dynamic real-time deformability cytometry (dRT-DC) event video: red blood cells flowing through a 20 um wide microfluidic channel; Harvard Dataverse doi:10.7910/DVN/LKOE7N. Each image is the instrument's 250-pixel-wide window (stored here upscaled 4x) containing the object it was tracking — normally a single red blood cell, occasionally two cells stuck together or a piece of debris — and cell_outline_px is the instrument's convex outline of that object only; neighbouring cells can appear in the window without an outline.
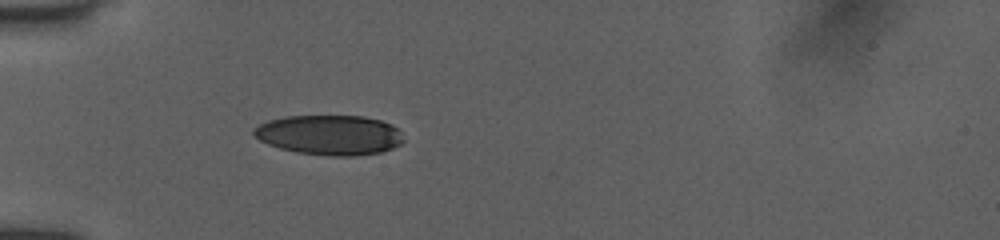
{"species": "human", "species_latin": "Homo sapiens", "temperature_condition": "room temperature", "stored_images_in_passage": 4, "camera_frame_rate_fps": 3000, "um_per_image_px": 0.085, "donor": {"sex": "female"}, "frame": {"image": 1, "passage_image": 2, "time_ms": 0.667, "image_size_px": [1000, 240], "cell_outline_px": [[404, 140], [400, 144], [392, 148], [380, 152], [356, 156], [332, 156], [296, 152], [280, 148], [268, 144], [260, 140], [252, 132], [260, 124], [268, 120], [288, 116], [364, 116], [380, 120], [392, 124], [400, 132]], "centroid_in_image_um": [28.03, 11.47], "position_along_channel_um": 57.0, "area_um2": 34.68}}
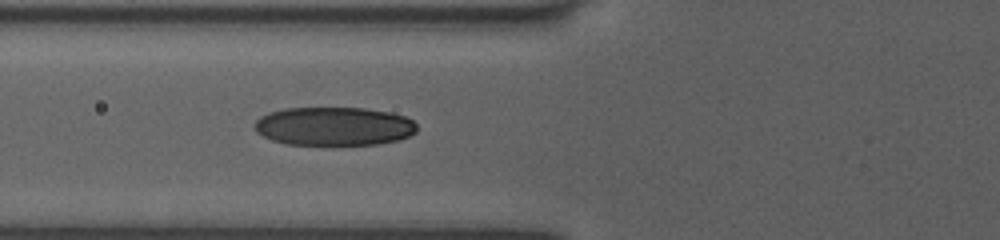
{"frame": {"image": 2, "passage_image": 4, "time_ms": 2.0, "image_size_px": [1000, 240], "cell_outline_px": [[416, 132], [400, 140], [380, 144], [284, 144], [272, 140], [256, 132], [256, 120], [260, 116], [268, 112], [284, 108], [364, 108], [392, 112], [404, 116], [412, 120], [416, 124]], "centroid_in_image_um": [28.4, 10.72], "position_along_channel_um": 97.4, "area_um2": 36.53}}